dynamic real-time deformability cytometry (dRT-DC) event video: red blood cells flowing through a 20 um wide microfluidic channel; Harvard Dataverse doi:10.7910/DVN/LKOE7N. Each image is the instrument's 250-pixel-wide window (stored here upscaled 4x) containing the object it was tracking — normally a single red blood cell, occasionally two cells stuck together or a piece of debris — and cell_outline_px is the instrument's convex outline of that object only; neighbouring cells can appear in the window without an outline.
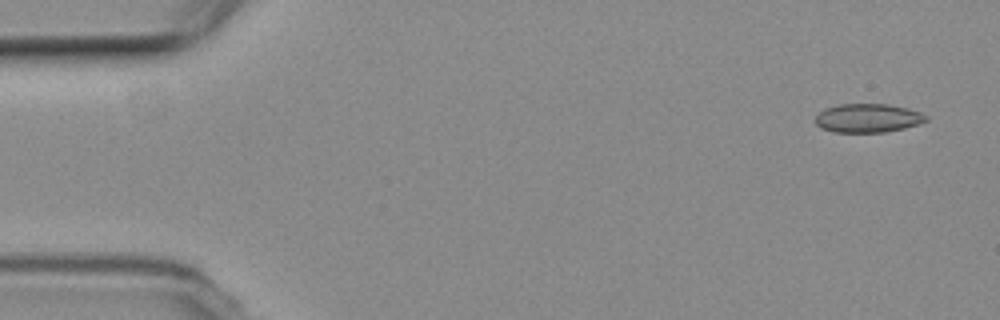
{"species": "common noctule bat (a hibernating species)", "species_latin": "Nyctalus noctula", "temperature_condition": "room temperature", "stored_images_in_passage": 6, "segment_of_instrument_passage": [1, 2], "camera_frame_rate_fps": 3000, "um_per_image_px": 0.085, "animal": {"sex": "female", "body_mass_g": 19.3, "forearm_length_mm": 54.1}, "frame": {"image": 1, "passage_image": 1, "time_ms": 0.0, "image_size_px": [1000, 320], "cell_outline_px": [[928, 120], [920, 124], [904, 128], [884, 132], [832, 132], [820, 128], [816, 124], [816, 116], [824, 108], [840, 104], [888, 104], [908, 108], [920, 112], [928, 116]], "centroid_in_image_um": [73.78, 10.04], "position_along_channel_um": 11.2, "area_um2": 18.67}}